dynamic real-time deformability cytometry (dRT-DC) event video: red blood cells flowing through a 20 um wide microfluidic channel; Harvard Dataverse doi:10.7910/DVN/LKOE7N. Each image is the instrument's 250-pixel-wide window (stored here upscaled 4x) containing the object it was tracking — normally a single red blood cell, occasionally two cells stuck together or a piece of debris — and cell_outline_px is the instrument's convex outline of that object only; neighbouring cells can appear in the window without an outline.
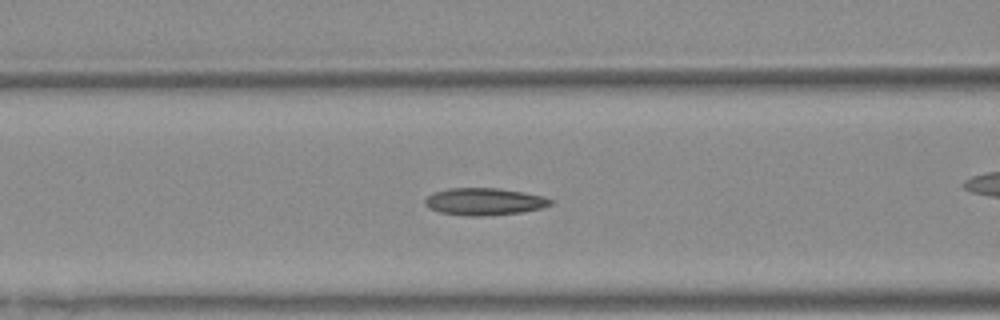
{"species": "Egyptian fruit bat (a non-hibernating species)", "species_latin": "Rousettus aegyptiacus", "temperature_condition": "warm", "stored_images_in_passage": 34, "camera_frame_rate_fps": 3000, "um_per_image_px": 0.085, "animal": {"sex": "female"}, "frame": {"image": 1, "passage_image": 8, "time_ms": 2.333, "image_size_px": [1000, 320], "cell_outline_px": [[552, 204], [540, 208], [520, 212], [484, 216], [468, 216], [440, 212], [428, 208], [424, 204], [424, 200], [432, 192], [452, 188], [496, 188], [524, 192], [544, 196], [552, 200]], "centroid_in_image_um": [41.13, 17.13], "position_along_channel_um": 125.5, "area_um2": 19.83}}
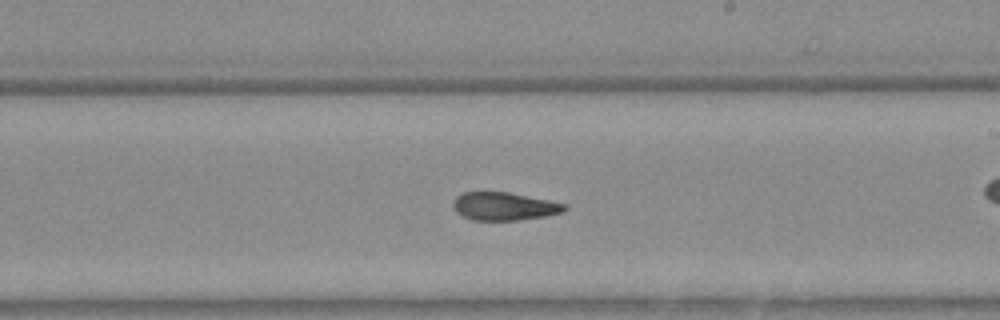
{"frame": {"image": 2, "passage_image": 17, "time_ms": 5.333, "image_size_px": [1000, 320], "cell_outline_px": [[568, 208], [560, 212], [544, 216], [520, 220], [472, 220], [456, 212], [452, 204], [452, 200], [456, 196], [464, 192], [508, 192], [568, 204]], "centroid_in_image_um": [42.83, 17.53], "position_along_channel_um": 246.2, "area_um2": 18.15}}
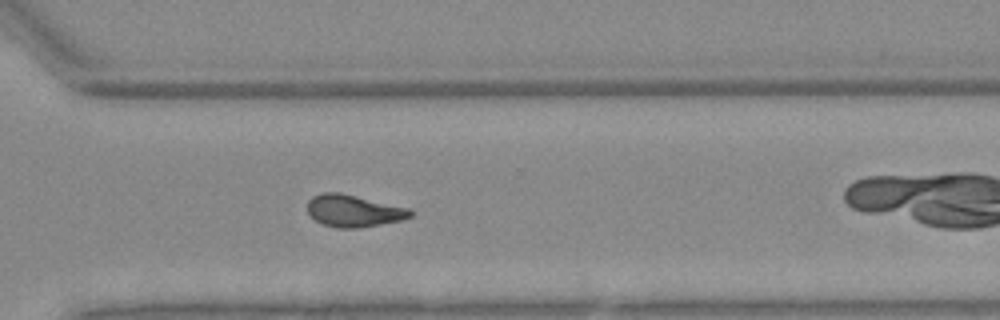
{"frame": {"image": 3, "passage_image": 24, "time_ms": 7.667, "image_size_px": [1000, 320], "cell_outline_px": [[416, 212], [412, 216], [400, 220], [360, 228], [336, 228], [324, 224], [316, 220], [308, 212], [308, 200], [312, 196], [324, 192], [340, 192], [408, 208]], "centroid_in_image_um": [30.06, 17.92], "position_along_channel_um": 340.5, "area_um2": 19.13}}